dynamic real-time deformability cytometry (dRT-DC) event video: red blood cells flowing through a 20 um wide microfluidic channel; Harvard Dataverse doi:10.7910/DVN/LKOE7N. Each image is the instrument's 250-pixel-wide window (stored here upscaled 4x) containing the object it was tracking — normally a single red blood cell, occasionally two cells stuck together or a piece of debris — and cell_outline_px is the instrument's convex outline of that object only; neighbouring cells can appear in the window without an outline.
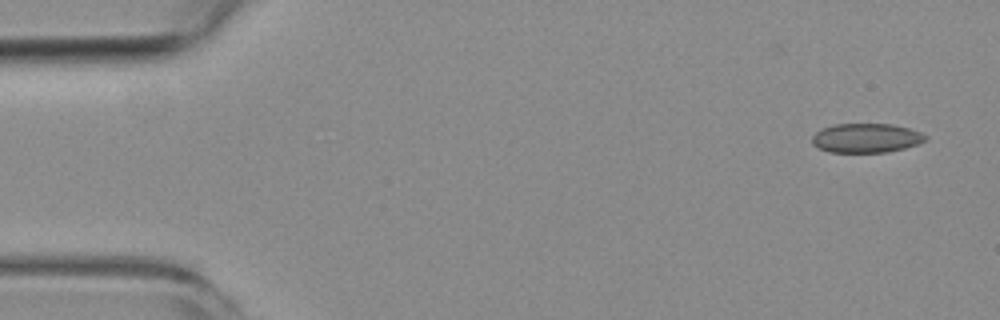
{"species": "common noctule bat (a hibernating species)", "species_latin": "Nyctalus noctula", "temperature_condition": "room temperature", "stored_images_in_passage": 8, "camera_frame_rate_fps": 3000, "um_per_image_px": 0.085, "animal": {"sex": "female", "body_mass_g": 19.3, "forearm_length_mm": 54.1}, "frame": {"image": 1, "passage_image": 1, "time_ms": 0.0, "image_size_px": [1000, 320], "cell_outline_px": [[928, 140], [904, 148], [888, 152], [828, 152], [812, 144], [812, 136], [816, 132], [824, 128], [836, 124], [892, 124], [908, 128], [920, 132], [928, 136]], "centroid_in_image_um": [73.64, 11.73], "position_along_channel_um": 11.4, "area_um2": 19.25}}
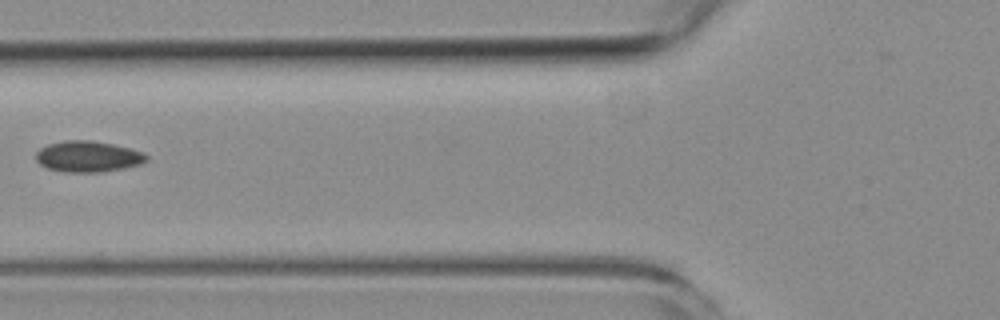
{"frame": {"image": 2, "passage_image": 6, "time_ms": 6.0, "image_size_px": [1000, 320], "cell_outline_px": [[148, 160], [140, 164], [124, 168], [104, 172], [64, 172], [48, 168], [40, 164], [36, 160], [36, 152], [40, 148], [48, 144], [64, 140], [92, 140], [132, 148], [144, 152], [148, 156]], "centroid_in_image_um": [7.5, 13.3], "position_along_channel_um": 118.3, "area_um2": 20.17}}
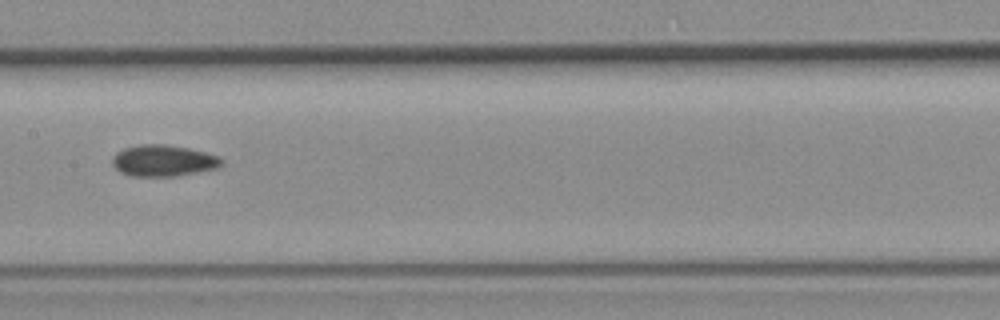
{"frame": {"image": 3, "passage_image": 8, "time_ms": 8.0, "image_size_px": [1000, 320], "cell_outline_px": [[224, 164], [216, 168], [200, 172], [176, 176], [132, 176], [120, 172], [112, 164], [112, 156], [116, 152], [124, 148], [140, 144], [164, 144], [188, 148], [220, 156], [224, 160]], "centroid_in_image_um": [13.9, 13.65], "position_along_channel_um": 193.5, "area_um2": 20.17}}